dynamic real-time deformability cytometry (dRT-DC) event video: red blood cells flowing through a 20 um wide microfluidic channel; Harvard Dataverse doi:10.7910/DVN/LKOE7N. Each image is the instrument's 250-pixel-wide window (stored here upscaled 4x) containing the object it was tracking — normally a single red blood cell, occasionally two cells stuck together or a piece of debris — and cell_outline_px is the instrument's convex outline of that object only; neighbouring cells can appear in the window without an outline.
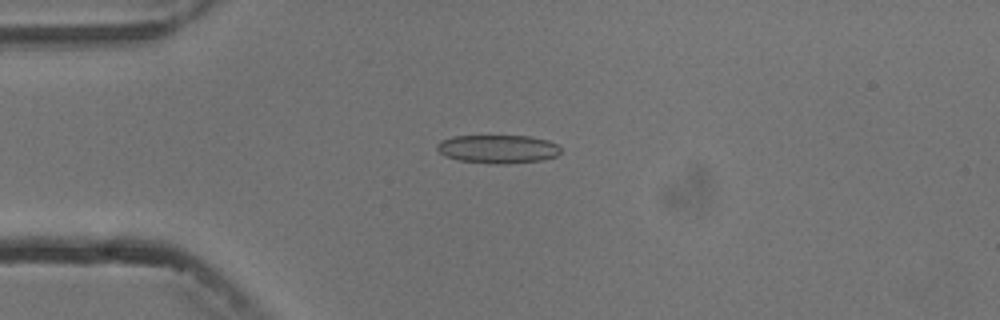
{"species": "common noctule bat (a hibernating species)", "species_latin": "Nyctalus noctula", "temperature_condition": "cold", "stored_images_in_passage": 6, "camera_frame_rate_fps": 3000, "um_per_image_px": 0.085, "animal": {"sex": "male", "body_mass_g": 13.3}, "frame": {"image": 1, "passage_image": 4, "time_ms": 3.333, "image_size_px": [1000, 320], "cell_outline_px": [[560, 152], [556, 156], [540, 160], [504, 164], [496, 164], [460, 160], [444, 156], [436, 148], [436, 144], [440, 140], [452, 136], [528, 136], [548, 140], [556, 144], [560, 148]], "centroid_in_image_um": [42.29, 12.66], "position_along_channel_um": 42.7, "area_um2": 20.4}}
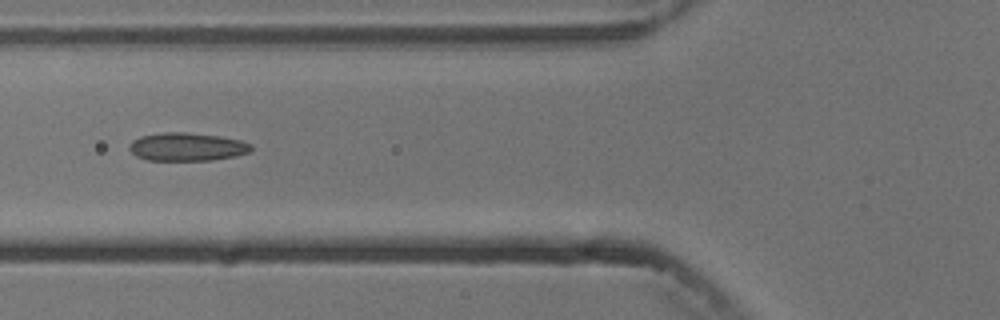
{"frame": {"image": 2, "passage_image": 6, "time_ms": 5.667, "image_size_px": [1000, 320], "cell_outline_px": [[252, 148], [248, 152], [236, 156], [212, 160], [148, 160], [136, 156], [128, 148], [132, 140], [140, 136], [164, 132], [188, 132], [220, 136], [240, 140], [252, 144]], "centroid_in_image_um": [15.89, 12.47], "position_along_channel_um": 109.9, "area_um2": 20.06}}